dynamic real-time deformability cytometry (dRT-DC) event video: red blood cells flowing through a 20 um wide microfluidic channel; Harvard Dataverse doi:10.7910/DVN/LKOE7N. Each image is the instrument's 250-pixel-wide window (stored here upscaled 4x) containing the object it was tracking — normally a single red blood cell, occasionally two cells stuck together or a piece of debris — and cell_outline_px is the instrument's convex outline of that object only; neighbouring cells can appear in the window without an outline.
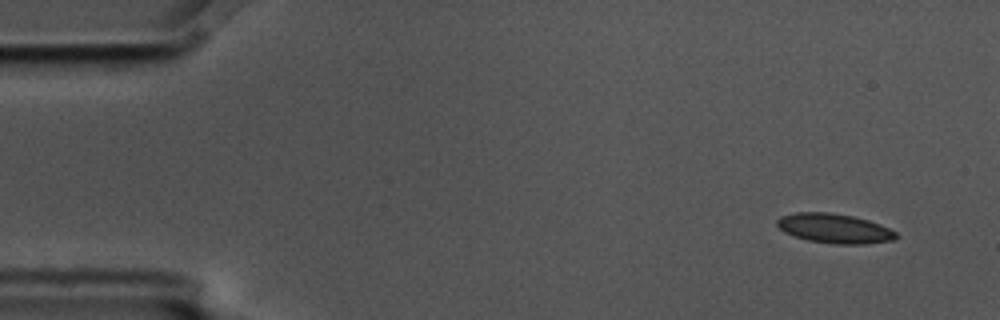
{"species": "common noctule bat (a hibernating species)", "species_latin": "Nyctalus noctula", "temperature_condition": "cold", "stored_images_in_passage": 5, "camera_frame_rate_fps": 3000, "um_per_image_px": 0.085, "animal": {"sex": "male", "body_mass_g": 17.5, "forearm_length_mm": 52.3}, "frame": {"image": 1, "passage_image": 1, "time_ms": 0.0, "image_size_px": [1000, 320], "cell_outline_px": [[900, 236], [896, 240], [864, 244], [836, 244], [808, 240], [792, 236], [784, 232], [776, 224], [776, 220], [780, 216], [796, 212], [828, 212], [852, 216], [868, 220], [880, 224], [896, 232]], "centroid_in_image_um": [70.93, 19.42], "position_along_channel_um": 14.1, "area_um2": 20.63}}
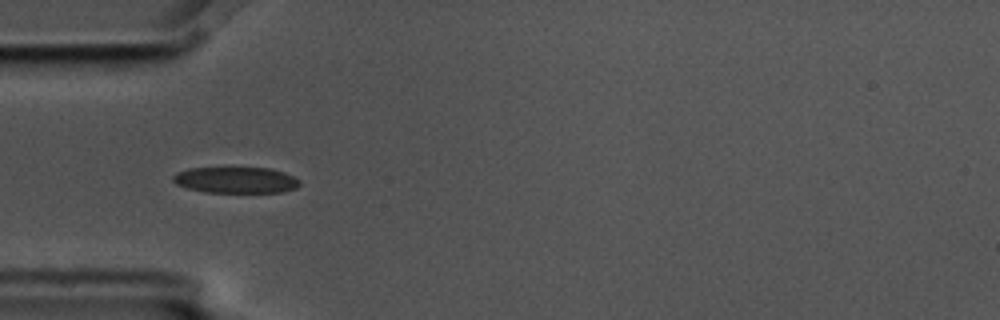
{"frame": {"image": 2, "passage_image": 4, "time_ms": 1.0, "image_size_px": [1000, 320], "cell_outline_px": [[300, 184], [296, 188], [284, 192], [204, 192], [188, 188], [176, 184], [172, 180], [172, 176], [176, 172], [188, 168], [228, 164], [268, 168], [284, 172], [300, 180]], "centroid_in_image_um": [19.99, 15.24], "position_along_channel_um": 65.0, "area_um2": 20.46}}